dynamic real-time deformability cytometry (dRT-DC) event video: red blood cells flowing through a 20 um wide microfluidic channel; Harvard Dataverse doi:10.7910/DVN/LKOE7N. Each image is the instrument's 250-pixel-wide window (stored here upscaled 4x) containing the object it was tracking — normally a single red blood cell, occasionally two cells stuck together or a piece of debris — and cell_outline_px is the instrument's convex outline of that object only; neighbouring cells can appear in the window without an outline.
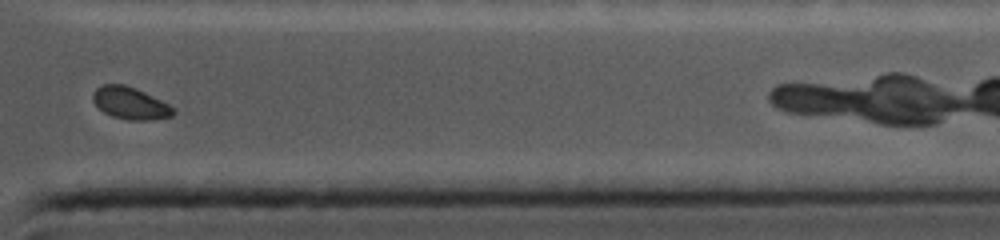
{"species": "common noctule bat (a hibernating species)", "species_latin": "Nyctalus noctula", "temperature_condition": "cold", "stored_images_in_passage": 34, "camera_frame_rate_fps": 5000, "um_per_image_px": 0.085, "animal": {"sex": "female", "body_mass_g": 19.0, "forearm_length_mm": 56.7}, "frame": {"image": 1, "passage_image": 34, "time_ms": 9.8, "image_size_px": [1000, 240], "cell_outline_px": [[176, 112], [172, 116], [152, 120], [128, 120], [112, 116], [104, 112], [92, 100], [92, 92], [96, 88], [104, 84], [124, 84], [136, 88], [168, 104]], "centroid_in_image_um": [11.05, 8.77], "position_along_channel_um": 400.3, "area_um2": 14.97}}